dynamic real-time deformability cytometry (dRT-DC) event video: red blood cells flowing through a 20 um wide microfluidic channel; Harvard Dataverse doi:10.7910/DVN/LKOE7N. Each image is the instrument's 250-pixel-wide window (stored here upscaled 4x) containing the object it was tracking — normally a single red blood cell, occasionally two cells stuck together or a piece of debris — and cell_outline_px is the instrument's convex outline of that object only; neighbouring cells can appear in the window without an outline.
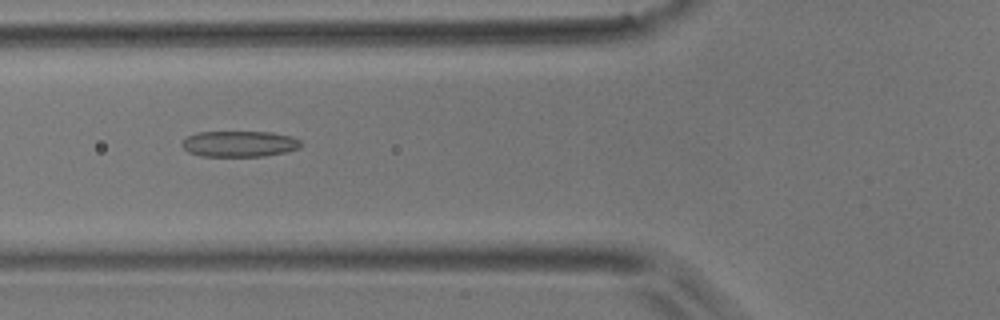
{"species": "common noctule bat (a hibernating species)", "species_latin": "Nyctalus noctula", "temperature_condition": "room temperature", "stored_images_in_passage": 38, "camera_frame_rate_fps": 3000, "um_per_image_px": 0.085, "animal": {"sex": "male", "body_mass_g": 17.9}, "frame": {"image": 1, "passage_image": 8, "time_ms": 2.333, "image_size_px": [1000, 320], "cell_outline_px": [[300, 148], [284, 152], [264, 156], [200, 156], [188, 152], [180, 144], [188, 136], [196, 132], [272, 132], [292, 136], [300, 140]], "centroid_in_image_um": [20.34, 12.22], "position_along_channel_um": 105.5, "area_um2": 17.98}}
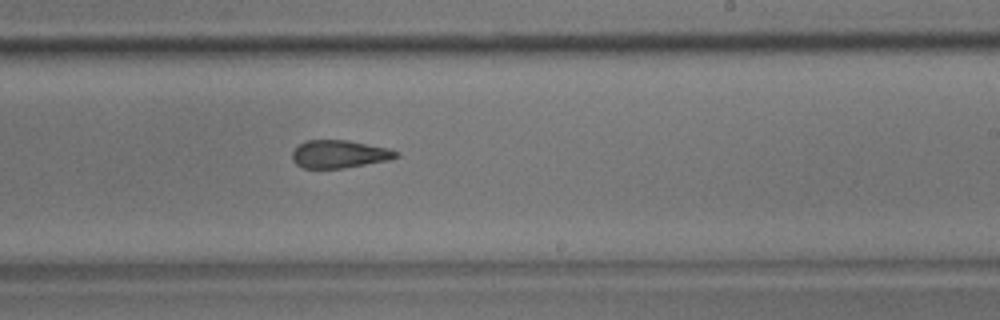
{"frame": {"image": 2, "passage_image": 20, "time_ms": 6.333, "image_size_px": [1000, 320], "cell_outline_px": [[400, 156], [388, 160], [344, 168], [304, 168], [296, 164], [292, 160], [292, 152], [304, 140], [348, 140], [388, 148], [396, 152]], "centroid_in_image_um": [28.82, 13.09], "position_along_channel_um": 260.2, "area_um2": 16.76}}
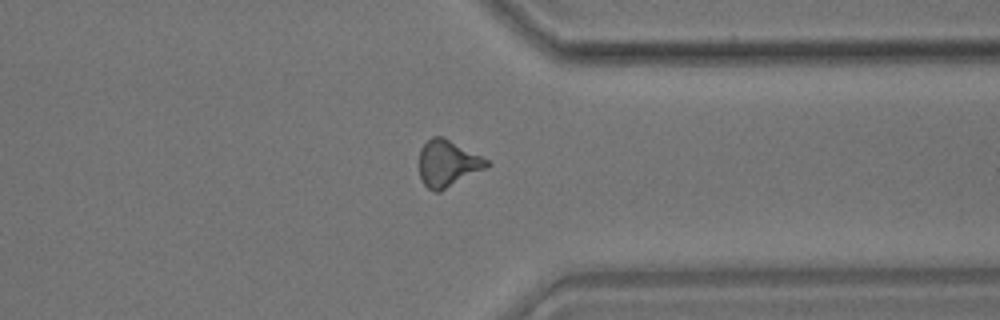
{"frame": {"image": 3, "passage_image": 29, "time_ms": 9.333, "image_size_px": [1000, 320], "cell_outline_px": [[492, 164], [488, 168], [440, 192], [436, 192], [428, 188], [424, 184], [420, 176], [420, 148], [432, 136], [444, 136], [488, 160]], "centroid_in_image_um": [38.08, 13.9], "position_along_channel_um": 373.3, "area_um2": 18.5}}